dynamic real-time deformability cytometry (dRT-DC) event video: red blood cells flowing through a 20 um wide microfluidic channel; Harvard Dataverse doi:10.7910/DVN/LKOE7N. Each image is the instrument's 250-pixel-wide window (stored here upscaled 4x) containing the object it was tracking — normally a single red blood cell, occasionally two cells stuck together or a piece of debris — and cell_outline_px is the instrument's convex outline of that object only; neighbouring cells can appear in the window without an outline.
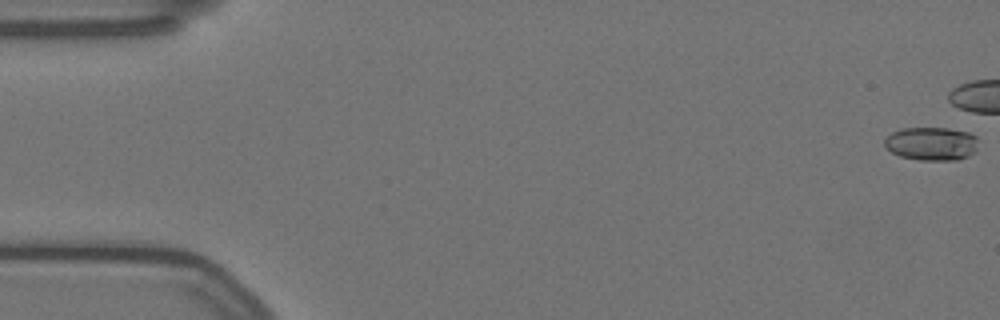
{"species": "Egyptian fruit bat (a non-hibernating species)", "species_latin": "Rousettus aegyptiacus", "temperature_condition": "warm", "stored_images_in_passage": 6, "camera_frame_rate_fps": 3000, "um_per_image_px": 0.085, "animal": {"sex": "female"}, "frame": {"image": 1, "passage_image": 1, "time_ms": 0.0, "image_size_px": [1000, 320], "cell_outline_px": [[976, 152], [968, 156], [956, 160], [920, 160], [900, 156], [892, 152], [884, 144], [884, 140], [892, 132], [900, 128], [948, 128], [968, 132], [976, 136]], "centroid_in_image_um": [79.18, 12.21], "position_along_channel_um": 5.8, "area_um2": 18.21}}